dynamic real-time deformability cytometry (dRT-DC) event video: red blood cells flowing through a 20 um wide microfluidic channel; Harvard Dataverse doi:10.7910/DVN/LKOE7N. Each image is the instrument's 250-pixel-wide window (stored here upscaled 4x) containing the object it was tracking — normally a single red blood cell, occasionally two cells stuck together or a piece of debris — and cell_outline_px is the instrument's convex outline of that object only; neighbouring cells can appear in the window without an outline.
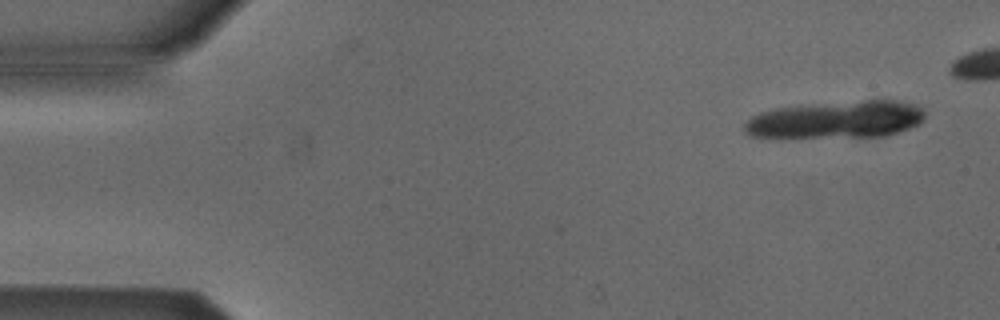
{"species": "Egyptian fruit bat (a non-hibernating species)", "species_latin": "Rousettus aegyptiacus", "temperature_condition": "cold", "stored_images_in_passage": 9, "camera_frame_rate_fps": 3000, "um_per_image_px": 0.085, "animal": {"sex": "male"}, "frame": {"image": 1, "passage_image": 1, "time_ms": 0.0, "image_size_px": [1000, 320], "cell_outline_px": [[924, 120], [920, 124], [884, 136], [748, 136], [744, 128], [744, 124], [752, 116], [760, 112], [776, 108], [864, 100], [892, 100], [912, 104], [920, 108], [924, 112]], "centroid_in_image_um": [71.11, 10.16], "position_along_channel_um": 13.9, "area_um2": 38.15}}
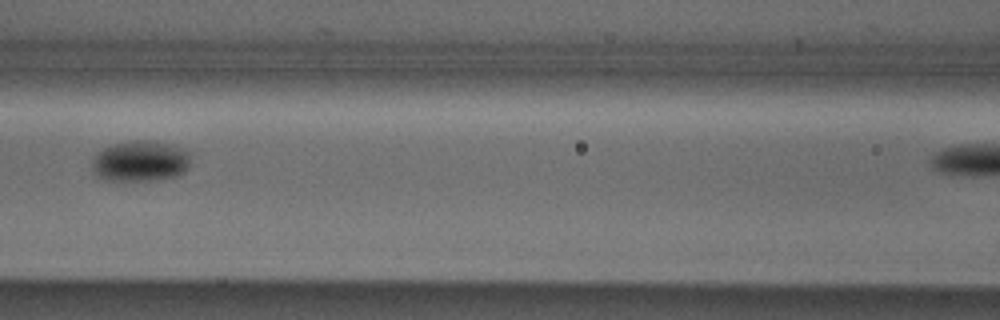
{"frame": {"image": 2, "passage_image": 7, "time_ms": 7.0, "image_size_px": [1000, 320], "cell_outline_px": [[188, 168], [180, 176], [156, 180], [124, 184], [116, 184], [104, 180], [92, 168], [92, 160], [96, 152], [112, 144], [132, 140], [152, 140], [172, 144], [188, 152]], "centroid_in_image_um": [11.88, 13.75], "position_along_channel_um": 154.7, "area_um2": 24.39}}
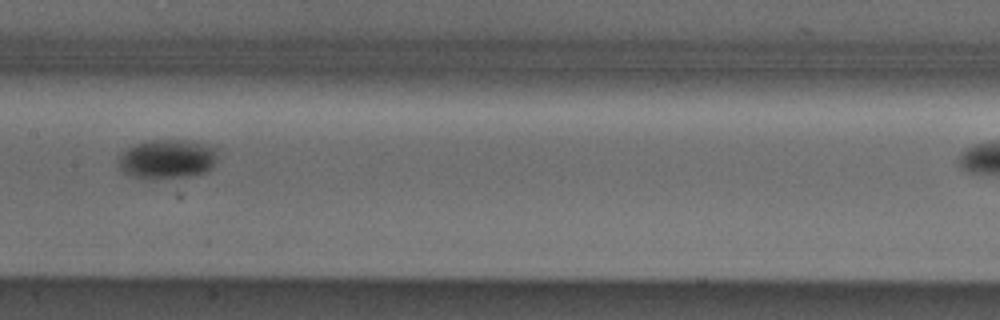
{"frame": {"image": 3, "passage_image": 8, "time_ms": 8.0, "image_size_px": [1000, 320], "cell_outline_px": [[216, 160], [212, 168], [204, 172], [192, 176], [152, 180], [148, 180], [124, 172], [120, 168], [120, 152], [136, 144], [148, 140], [192, 140], [216, 148]], "centroid_in_image_um": [14.23, 13.52], "position_along_channel_um": 193.2, "area_um2": 22.83}}